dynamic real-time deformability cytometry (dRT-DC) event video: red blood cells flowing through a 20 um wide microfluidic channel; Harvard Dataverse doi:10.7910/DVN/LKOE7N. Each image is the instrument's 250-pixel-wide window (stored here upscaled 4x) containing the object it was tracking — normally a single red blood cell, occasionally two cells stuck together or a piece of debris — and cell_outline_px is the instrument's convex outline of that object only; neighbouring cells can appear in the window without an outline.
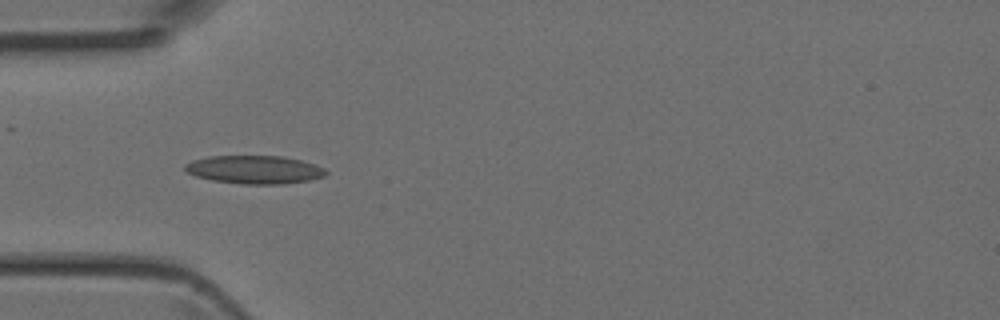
{"species": "Egyptian fruit bat (a non-hibernating species)", "species_latin": "Rousettus aegyptiacus", "temperature_condition": "room temperature", "stored_images_in_passage": 3, "camera_frame_rate_fps": 3000, "um_per_image_px": 0.085, "animal": {"sex": "female"}, "frame": {"image": 1, "passage_image": 2, "time_ms": 0.333, "image_size_px": [1000, 320], "cell_outline_px": [[328, 172], [324, 176], [308, 180], [280, 184], [244, 184], [212, 180], [196, 176], [184, 172], [184, 164], [192, 160], [208, 156], [284, 156], [300, 160], [324, 168]], "centroid_in_image_um": [21.57, 14.41], "position_along_channel_um": 63.4, "area_um2": 23.12}}
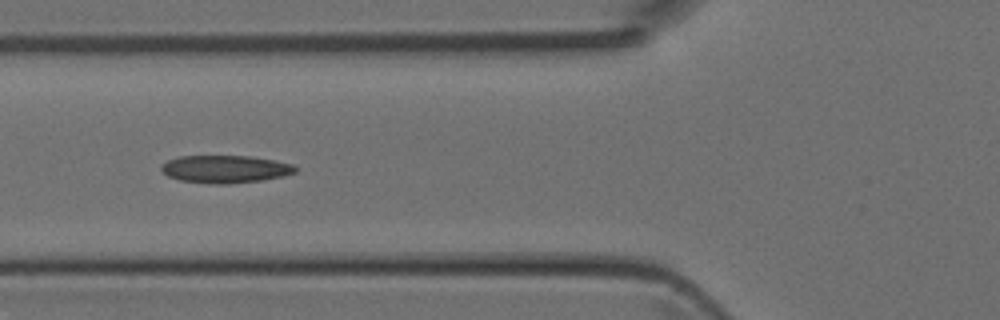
{"frame": {"image": 2, "passage_image": 3, "time_ms": 0.667, "image_size_px": [1000, 320], "cell_outline_px": [[296, 172], [284, 176], [260, 180], [228, 184], [216, 184], [180, 180], [168, 176], [160, 168], [160, 164], [168, 160], [180, 156], [252, 156], [292, 164], [296, 168]], "centroid_in_image_um": [19.12, 14.37], "position_along_channel_um": 106.7, "area_um2": 21.44}}